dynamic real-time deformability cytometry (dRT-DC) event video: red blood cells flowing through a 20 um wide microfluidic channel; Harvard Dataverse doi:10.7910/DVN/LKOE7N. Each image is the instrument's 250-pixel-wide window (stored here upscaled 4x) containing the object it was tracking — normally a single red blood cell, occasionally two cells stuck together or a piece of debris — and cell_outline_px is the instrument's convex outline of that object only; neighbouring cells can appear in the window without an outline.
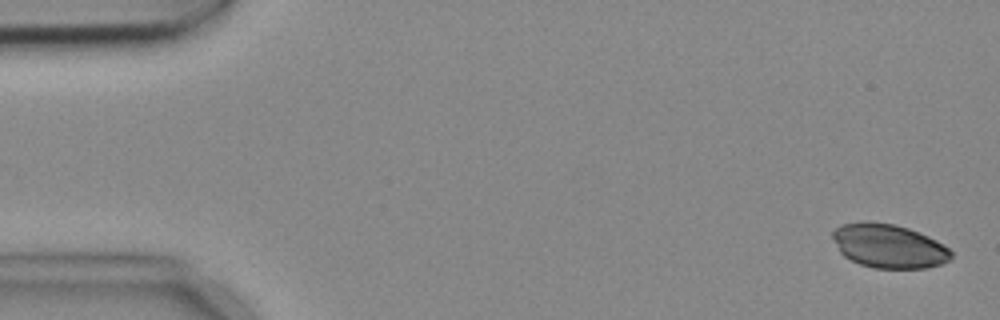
{"species": "common noctule bat (a hibernating species)", "species_latin": "Nyctalus noctula", "temperature_condition": "cold", "stored_images_in_passage": 5, "camera_frame_rate_fps": 3000, "um_per_image_px": 0.085, "animal": {"sex": "female", "body_mass_g": 18.4}, "frame": {"image": 1, "passage_image": 1, "time_ms": 0.0, "image_size_px": [1000, 320], "cell_outline_px": [[952, 256], [948, 260], [940, 264], [924, 268], [876, 268], [860, 264], [844, 256], [840, 252], [832, 236], [832, 232], [840, 224], [864, 220], [868, 220], [892, 224], [908, 228], [928, 236], [944, 244], [952, 252]], "centroid_in_image_um": [75.53, 20.89], "position_along_channel_um": 9.5, "area_um2": 30.29}}
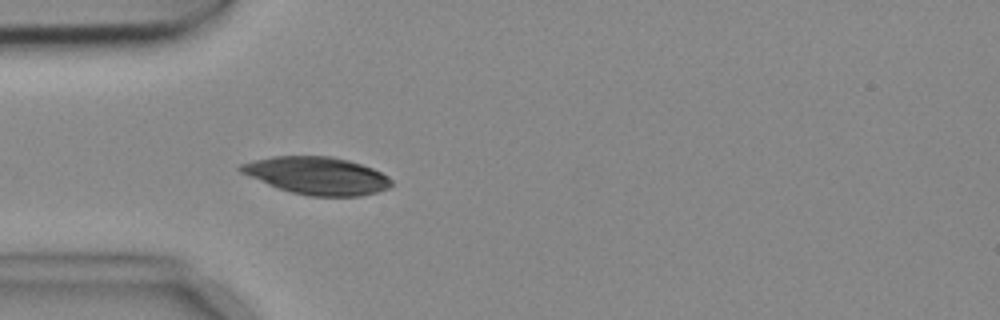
{"frame": {"image": 2, "passage_image": 5, "time_ms": 1.333, "image_size_px": [1000, 320], "cell_outline_px": [[392, 184], [388, 188], [376, 192], [360, 196], [308, 196], [276, 188], [248, 176], [240, 172], [236, 168], [240, 164], [252, 160], [272, 156], [328, 156], [348, 160], [372, 168], [388, 176], [392, 180]], "centroid_in_image_um": [26.9, 14.93], "position_along_channel_um": 58.1, "area_um2": 33.0}}